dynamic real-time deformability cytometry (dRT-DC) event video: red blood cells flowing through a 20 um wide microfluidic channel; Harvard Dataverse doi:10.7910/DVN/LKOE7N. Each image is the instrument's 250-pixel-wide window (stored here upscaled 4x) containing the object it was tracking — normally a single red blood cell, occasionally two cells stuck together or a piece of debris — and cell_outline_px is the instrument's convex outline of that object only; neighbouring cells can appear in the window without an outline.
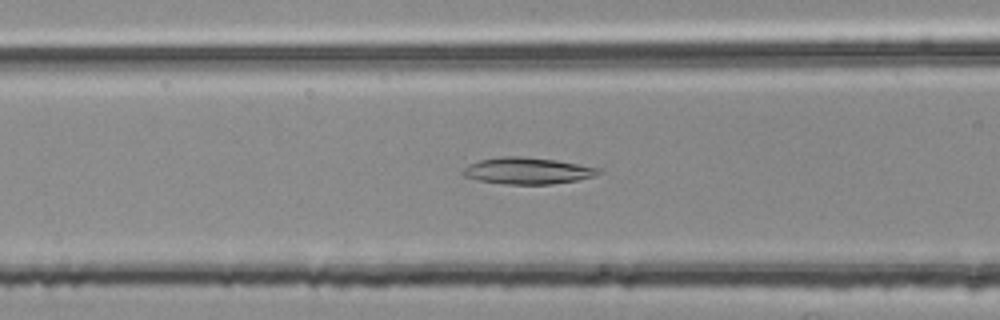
{"species": "common noctule bat (a hibernating species)", "species_latin": "Nyctalus noctula", "temperature_condition": "room temperature", "stored_images_in_passage": 49, "camera_frame_rate_fps": 3000, "um_per_image_px": 0.085, "animal": {"sex": "female", "body_mass_g": 25.1}, "frame": {"image": 1, "passage_image": 21, "time_ms": 6.667, "image_size_px": [1000, 320], "cell_outline_px": [[604, 172], [596, 176], [576, 180], [552, 184], [504, 184], [476, 180], [464, 176], [460, 172], [464, 168], [480, 160], [500, 156], [524, 156], [556, 160], [600, 168]], "centroid_in_image_um": [44.85, 14.52], "position_along_channel_um": 121.7, "area_um2": 21.1}}
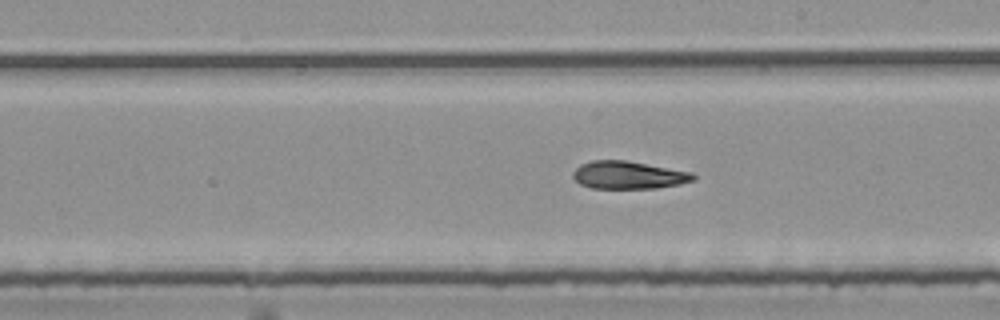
{"frame": {"image": 2, "passage_image": 30, "time_ms": 9.667, "image_size_px": [1000, 320], "cell_outline_px": [[696, 180], [680, 184], [656, 188], [592, 188], [580, 184], [572, 176], [572, 172], [580, 164], [592, 160], [624, 160], [692, 172], [696, 176]], "centroid_in_image_um": [53.42, 14.88], "position_along_channel_um": 235.6, "area_um2": 19.42}}
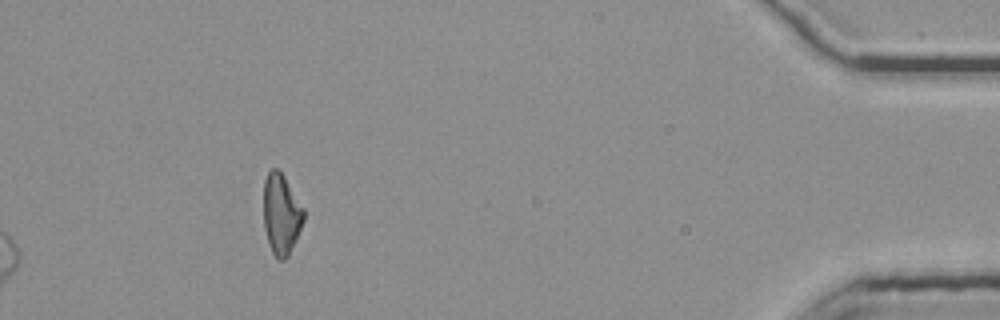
{"frame": {"image": 3, "passage_image": 49, "time_ms": 16.0, "image_size_px": [1000, 320], "cell_outline_px": [[304, 220], [296, 240], [288, 256], [284, 260], [276, 260], [268, 244], [264, 228], [264, 180], [268, 172], [272, 168], [276, 168], [284, 176], [304, 208]], "centroid_in_image_um": [23.9, 18.23], "position_along_channel_um": 411.3, "area_um2": 18.96}, "authors_computed_cell_mechanics": {"area_um2": 20.9814, "velocity_mm_per_s": 3.7991, "shape_relaxation_time_tau1_ms": null, "shape_relaxation_time_tau2_ms": 4.9975, "deformation_change_tau1": null, "deformation_change_tau2": 0.1444}}